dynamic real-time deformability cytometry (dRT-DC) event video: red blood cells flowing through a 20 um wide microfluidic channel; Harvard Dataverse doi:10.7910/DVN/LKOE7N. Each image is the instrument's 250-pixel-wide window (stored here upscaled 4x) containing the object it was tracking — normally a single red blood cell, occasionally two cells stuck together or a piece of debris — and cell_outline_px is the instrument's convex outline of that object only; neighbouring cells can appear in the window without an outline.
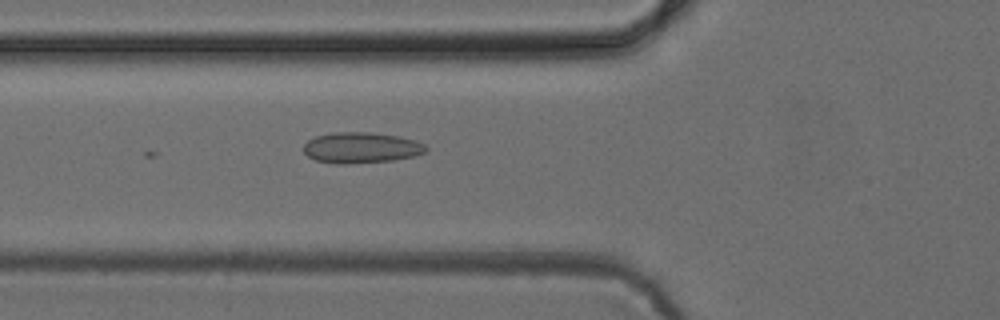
{"species": "common noctule bat (a hibernating species)", "species_latin": "Nyctalus noctula", "temperature_condition": "cold", "stored_images_in_passage": 5, "camera_frame_rate_fps": 3000, "um_per_image_px": 0.085, "animal": {"sex": "female", "body_mass_g": 24.6, "forearm_length_mm": 56.2}, "frame": {"image": 1, "passage_image": 5, "time_ms": 5.667, "image_size_px": [1000, 320], "cell_outline_px": [[428, 148], [424, 152], [416, 156], [392, 160], [348, 164], [336, 164], [316, 160], [308, 156], [304, 152], [304, 144], [308, 140], [316, 136], [336, 132], [368, 132], [396, 136], [416, 140], [424, 144]], "centroid_in_image_um": [30.7, 12.56], "position_along_channel_um": 95.1, "area_um2": 21.91}}